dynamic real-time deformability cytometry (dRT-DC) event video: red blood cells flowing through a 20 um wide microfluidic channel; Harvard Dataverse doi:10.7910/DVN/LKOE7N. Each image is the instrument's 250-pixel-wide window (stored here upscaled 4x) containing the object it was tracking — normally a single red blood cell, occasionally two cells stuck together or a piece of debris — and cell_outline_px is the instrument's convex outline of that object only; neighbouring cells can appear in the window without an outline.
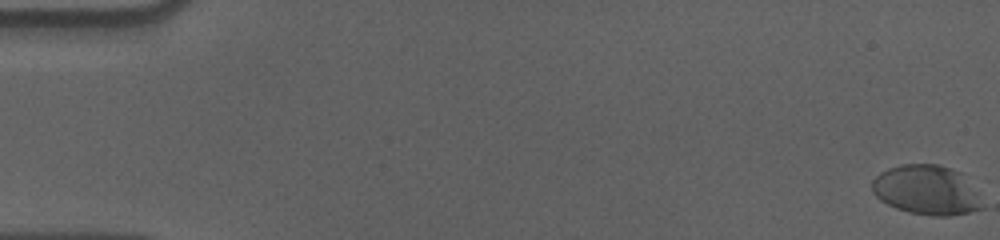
{"species": "human", "species_latin": "Homo sapiens", "temperature_condition": "cold", "stored_images_in_passage": 58, "camera_frame_rate_fps": 3000, "um_per_image_px": 0.085, "donor": {"sex": "male"}, "frame": {"image": 1, "passage_image": 1, "time_ms": 0.0, "image_size_px": [1000, 240], "cell_outline_px": [[984, 208], [968, 212], [948, 216], [932, 216], [908, 212], [896, 208], [880, 200], [872, 192], [872, 180], [880, 172], [888, 168], [900, 164], [936, 164], [960, 172]], "centroid_in_image_um": [78.67, 16.16], "position_along_channel_um": 6.3, "area_um2": 31.27}}
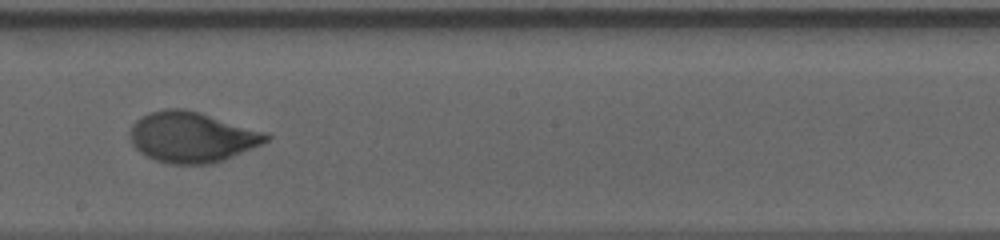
{"frame": {"image": 2, "passage_image": 34, "time_ms": 11.0, "image_size_px": [1000, 240], "cell_outline_px": [[272, 136], [268, 140], [260, 144], [224, 160], [208, 164], [168, 164], [156, 160], [140, 152], [132, 144], [132, 124], [136, 120], [148, 112], [168, 108], [184, 108], [200, 112], [264, 132]], "centroid_in_image_um": [16.29, 11.65], "position_along_channel_um": 231.9, "area_um2": 39.65}}
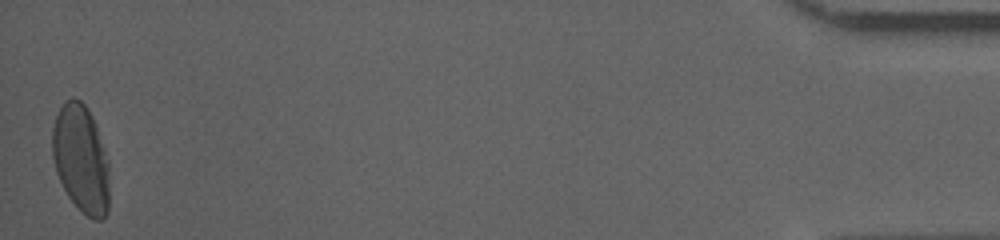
{"frame": {"image": 3, "passage_image": 58, "time_ms": 19.0, "image_size_px": [1000, 240], "cell_outline_px": [[108, 212], [100, 220], [92, 220], [68, 196], [56, 172], [52, 156], [52, 128], [56, 116], [60, 108], [72, 96], [80, 100], [88, 108], [96, 124], [108, 160]], "centroid_in_image_um": [6.88, 13.48], "position_along_channel_um": 428.3, "area_um2": 35.66}, "authors_computed_cell_mechanics": {"area_um2": 38.1191, "velocity_mm_per_s": 3.5846, "shape_relaxation_time_tau1_ms": 5.9468, "shape_relaxation_time_tau2_ms": null, "deformation_change_tau1": 0.1989, "deformation_change_tau2": null}}